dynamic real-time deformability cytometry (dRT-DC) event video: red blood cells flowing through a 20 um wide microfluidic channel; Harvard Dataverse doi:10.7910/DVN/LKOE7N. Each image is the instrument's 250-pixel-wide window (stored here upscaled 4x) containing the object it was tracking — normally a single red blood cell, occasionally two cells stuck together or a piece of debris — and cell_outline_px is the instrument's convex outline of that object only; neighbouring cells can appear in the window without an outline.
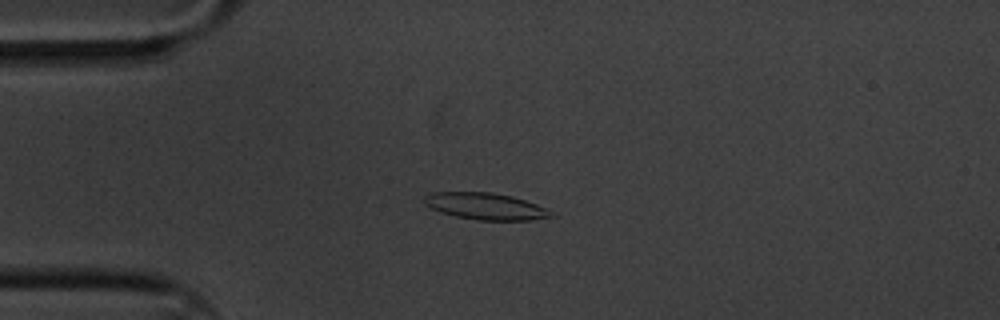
{"species": "common noctule bat (a hibernating species)", "species_latin": "Nyctalus noctula", "temperature_condition": "cold", "stored_images_in_passage": 5, "camera_frame_rate_fps": 3000, "um_per_image_px": 0.085, "animal": {"sex": "male", "body_mass_g": 20.1, "forearm_length_mm": 53.5}, "frame": {"image": 1, "passage_image": 5, "time_ms": 1.333, "image_size_px": [1000, 320], "cell_outline_px": [[556, 216], [532, 220], [480, 220], [456, 216], [440, 212], [424, 204], [424, 196], [432, 192], [492, 192], [512, 196], [536, 204], [544, 208]], "centroid_in_image_um": [41.25, 17.53], "position_along_channel_um": 43.7, "area_um2": 19.59}}